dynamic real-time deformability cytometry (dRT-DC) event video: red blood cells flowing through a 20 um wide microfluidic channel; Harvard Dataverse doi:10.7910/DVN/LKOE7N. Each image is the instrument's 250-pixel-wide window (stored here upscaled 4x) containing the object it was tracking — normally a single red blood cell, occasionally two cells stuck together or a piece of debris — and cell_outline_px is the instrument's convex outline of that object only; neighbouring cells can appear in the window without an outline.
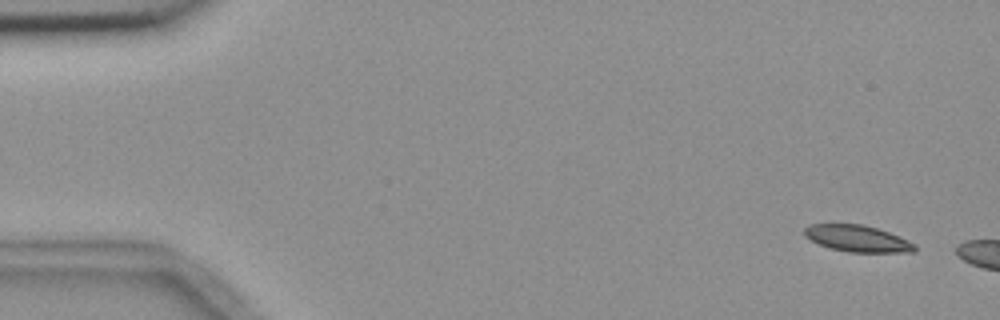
{"species": "common noctule bat (a hibernating species)", "species_latin": "Nyctalus noctula", "temperature_condition": "room temperature", "stored_images_in_passage": 3, "camera_frame_rate_fps": 3000, "um_per_image_px": 0.085, "animal": {"sex": "female", "body_mass_g": 18.4}, "frame": {"image": 1, "passage_image": 1, "time_ms": 0.0, "image_size_px": [1000, 320], "cell_outline_px": [[916, 252], [848, 252], [828, 248], [804, 236], [804, 228], [812, 224], [860, 224], [876, 228], [888, 232], [908, 240], [916, 244]], "centroid_in_image_um": [72.89, 20.28], "position_along_channel_um": 12.1, "area_um2": 16.99}}